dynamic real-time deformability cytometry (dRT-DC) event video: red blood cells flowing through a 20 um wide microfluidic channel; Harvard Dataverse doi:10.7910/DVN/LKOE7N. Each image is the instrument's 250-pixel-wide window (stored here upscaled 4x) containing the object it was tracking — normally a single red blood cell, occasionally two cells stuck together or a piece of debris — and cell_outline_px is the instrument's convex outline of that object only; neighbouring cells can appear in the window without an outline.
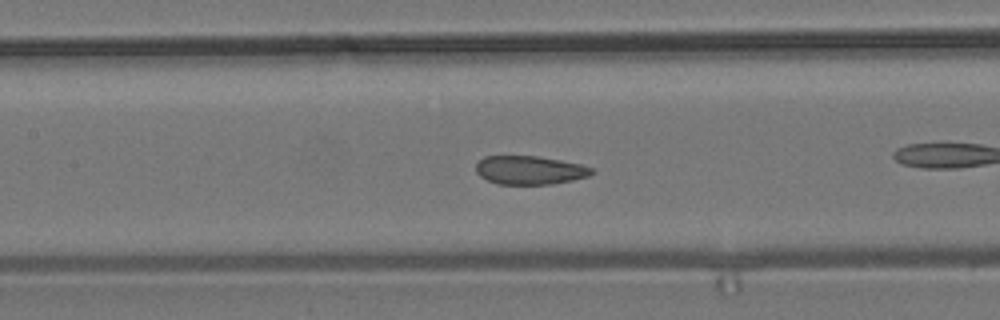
{"species": "common noctule bat (a hibernating species)", "species_latin": "Nyctalus noctula", "temperature_condition": "room temperature", "stored_images_in_passage": 33, "camera_frame_rate_fps": 3000, "um_per_image_px": 0.085, "animal": {"sex": "male", "body_mass_g": 19.2, "forearm_length_mm": 51.8}, "frame": {"image": 1, "passage_image": 10, "time_ms": 3.0, "image_size_px": [1000, 320], "cell_outline_px": [[596, 172], [588, 176], [572, 180], [552, 184], [496, 184], [480, 176], [476, 172], [476, 164], [484, 156], [536, 156], [560, 160], [580, 164], [592, 168]], "centroid_in_image_um": [45.02, 14.46], "position_along_channel_um": 162.4, "area_um2": 19.25}}